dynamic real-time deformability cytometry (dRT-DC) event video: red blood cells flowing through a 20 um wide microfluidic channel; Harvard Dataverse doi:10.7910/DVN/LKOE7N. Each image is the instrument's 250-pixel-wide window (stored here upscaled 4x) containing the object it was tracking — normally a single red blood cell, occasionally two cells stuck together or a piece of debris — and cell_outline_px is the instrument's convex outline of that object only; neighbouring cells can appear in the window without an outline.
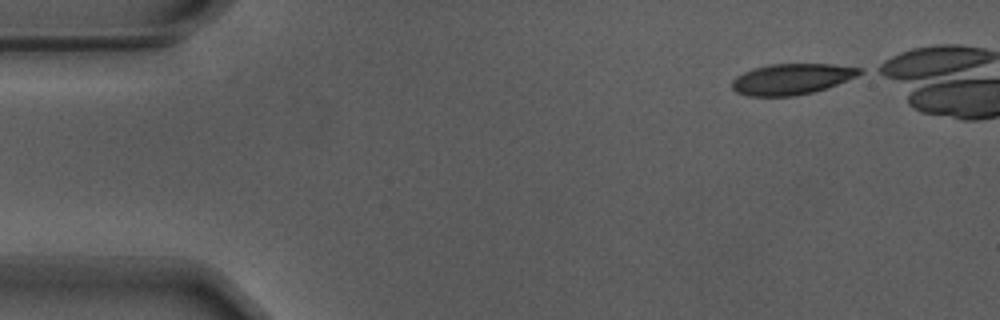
{"species": "Egyptian fruit bat (a non-hibernating species)", "species_latin": "Rousettus aegyptiacus", "temperature_condition": "warm", "stored_images_in_passage": 41, "camera_frame_rate_fps": 3000, "um_per_image_px": 0.085, "animal": {"sex": "male"}, "frame": {"image": 1, "passage_image": 1, "time_ms": 0.0, "image_size_px": [1000, 320], "cell_outline_px": [[864, 72], [856, 76], [836, 84], [812, 92], [792, 96], [748, 96], [736, 92], [732, 88], [732, 80], [736, 76], [752, 68], [768, 64], [828, 64], [864, 68]], "centroid_in_image_um": [67.26, 6.71], "position_along_channel_um": 17.7, "area_um2": 22.83}}
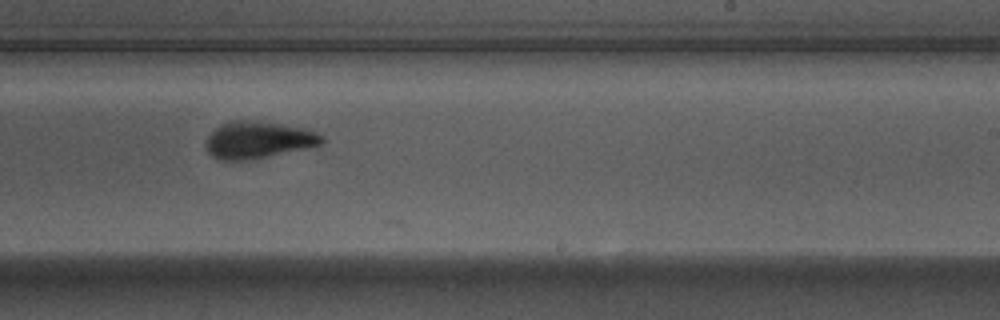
{"frame": {"image": 2, "passage_image": 29, "time_ms": 9.333, "image_size_px": [1000, 320], "cell_outline_px": [[324, 140], [320, 144], [248, 160], [220, 160], [212, 156], [208, 152], [208, 136], [212, 128], [220, 124], [232, 120], [244, 120], [276, 124], [304, 128], [316, 132], [324, 136]], "centroid_in_image_um": [21.89, 11.88], "position_along_channel_um": 267.1, "area_um2": 24.33}}
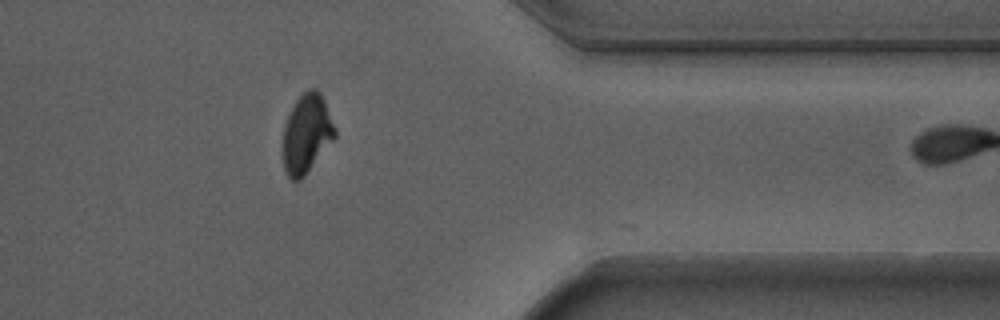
{"frame": {"image": 3, "passage_image": 40, "time_ms": 13.0, "image_size_px": [1000, 320], "cell_outline_px": [[336, 136], [304, 176], [300, 180], [292, 180], [284, 172], [284, 124], [296, 100], [308, 88], [316, 88], [320, 92], [324, 100], [336, 128]], "centroid_in_image_um": [26.08, 11.35], "position_along_channel_um": 385.3, "area_um2": 23.58}}